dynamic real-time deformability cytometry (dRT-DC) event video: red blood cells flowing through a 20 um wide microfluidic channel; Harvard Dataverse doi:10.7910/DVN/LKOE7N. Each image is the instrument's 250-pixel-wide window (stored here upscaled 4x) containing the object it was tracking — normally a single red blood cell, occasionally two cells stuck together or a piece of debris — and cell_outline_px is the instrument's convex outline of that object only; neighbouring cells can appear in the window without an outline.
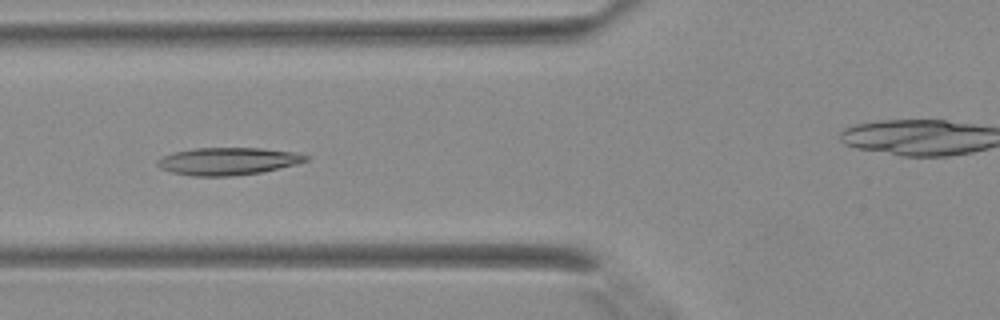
{"species": "Egyptian fruit bat (a non-hibernating species)", "species_latin": "Rousettus aegyptiacus", "temperature_condition": "warm", "stored_images_in_passage": 27, "camera_frame_rate_fps": 3000, "um_per_image_px": 0.085, "animal": {"sex": "female"}, "frame": {"image": 1, "passage_image": 9, "time_ms": 2.667, "image_size_px": [1000, 320], "cell_outline_px": [[308, 160], [296, 164], [260, 172], [228, 176], [192, 176], [172, 172], [160, 168], [156, 164], [156, 160], [164, 156], [176, 152], [196, 148], [260, 148], [296, 152], [308, 156]], "centroid_in_image_um": [19.36, 13.7], "position_along_channel_um": 106.4, "area_um2": 23.47}}
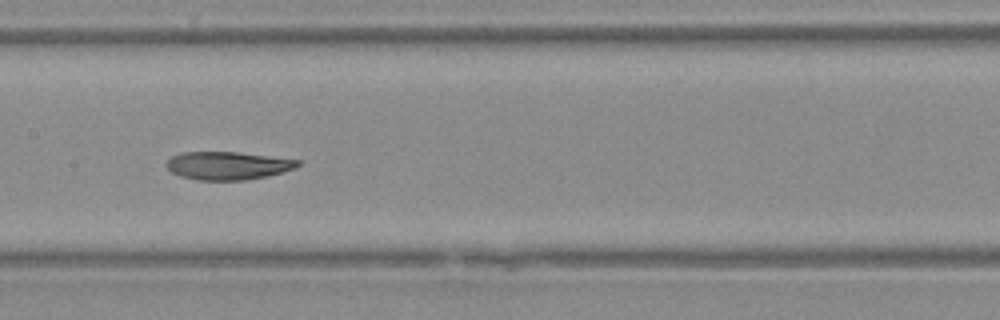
{"frame": {"image": 2, "passage_image": 14, "time_ms": 4.333, "image_size_px": [1000, 320], "cell_outline_px": [[300, 164], [296, 168], [268, 176], [248, 180], [196, 180], [180, 176], [172, 172], [168, 168], [168, 160], [172, 156], [184, 152], [236, 152], [300, 160]], "centroid_in_image_um": [19.39, 14.08], "position_along_channel_um": 188.0, "area_um2": 21.33}}
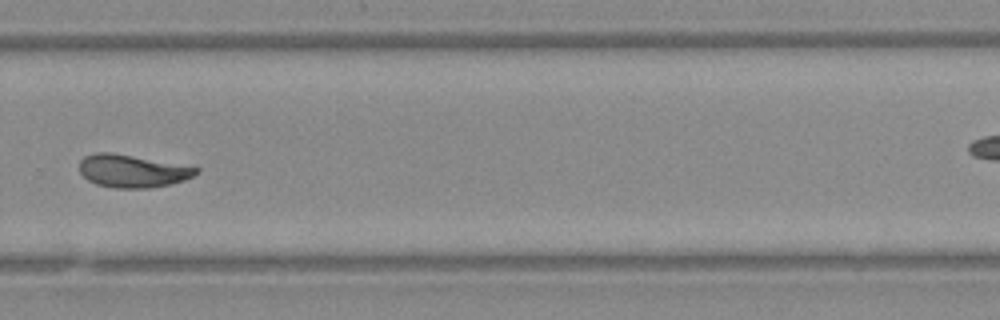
{"frame": {"image": 3, "passage_image": 22, "time_ms": 7.0, "image_size_px": [1000, 320], "cell_outline_px": [[200, 172], [184, 180], [168, 184], [148, 188], [112, 188], [96, 184], [88, 180], [80, 172], [80, 160], [84, 156], [96, 152], [112, 152], [200, 168]], "centroid_in_image_um": [11.22, 14.53], "position_along_channel_um": 318.6, "area_um2": 22.14}}